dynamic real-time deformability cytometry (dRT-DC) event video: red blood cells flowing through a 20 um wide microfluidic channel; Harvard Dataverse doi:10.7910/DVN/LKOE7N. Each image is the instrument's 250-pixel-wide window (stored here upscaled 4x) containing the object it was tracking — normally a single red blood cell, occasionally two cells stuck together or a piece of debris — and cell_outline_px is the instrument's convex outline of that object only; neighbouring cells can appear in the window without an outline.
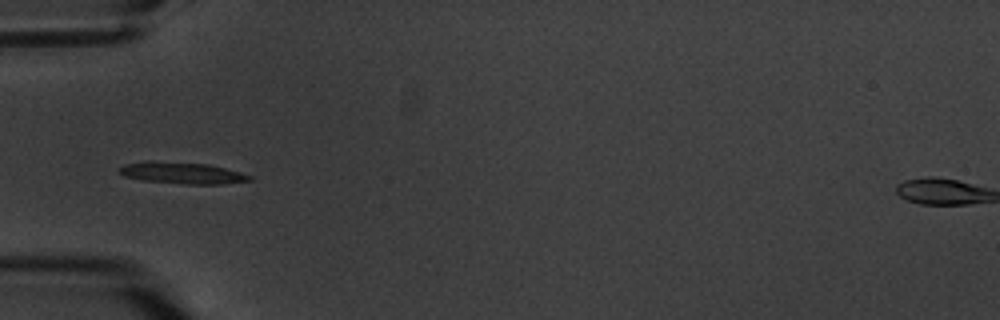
{"species": "common noctule bat (a hibernating species)", "species_latin": "Nyctalus noctula", "temperature_condition": "warm", "stored_images_in_passage": 9, "camera_frame_rate_fps": 3000, "um_per_image_px": 0.085, "animal": {"sex": "male", "body_mass_g": 20.1, "forearm_length_mm": 53.5}, "frame": {"image": 1, "passage_image": 1, "time_ms": 0.0, "image_size_px": [1000, 320], "cell_outline_px": [[252, 180], [224, 184], [184, 184], [144, 180], [124, 176], [116, 172], [124, 164], [144, 160], [152, 160], [208, 164], [240, 172], [252, 176]], "centroid_in_image_um": [15.43, 14.69], "position_along_channel_um": 69.6, "area_um2": 16.53}}
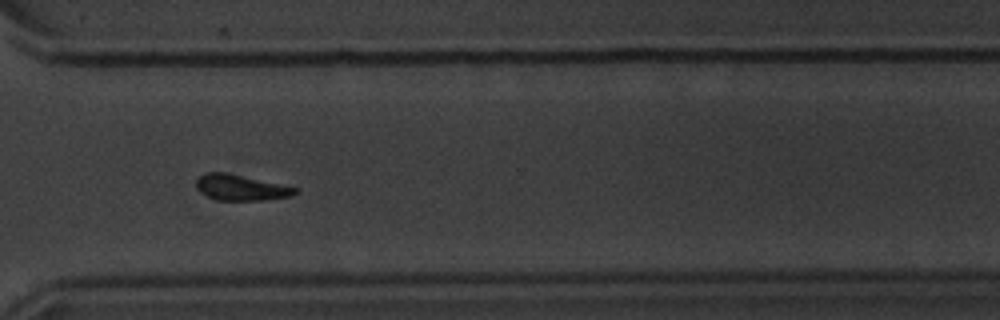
{"frame": {"image": 2, "passage_image": 8, "time_ms": 8.333, "image_size_px": [1000, 320], "cell_outline_px": [[296, 192], [292, 196], [264, 200], [216, 200], [200, 192], [196, 188], [196, 180], [200, 176], [208, 172], [224, 172], [296, 188]], "centroid_in_image_um": [20.41, 15.95], "position_along_channel_um": 350.2, "area_um2": 14.45}}
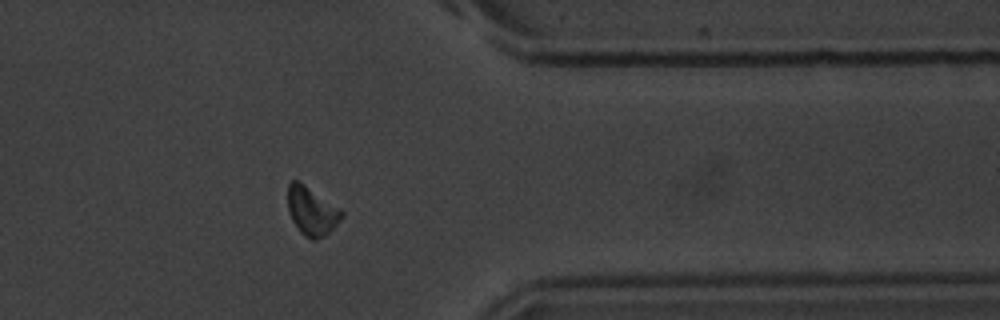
{"frame": {"image": 3, "passage_image": 9, "time_ms": 9.667, "image_size_px": [1000, 320], "cell_outline_px": [[344, 216], [324, 236], [316, 240], [312, 240], [304, 236], [300, 232], [292, 220], [288, 212], [288, 184], [292, 180], [300, 180], [340, 208], [344, 212]], "centroid_in_image_um": [26.49, 17.92], "position_along_channel_um": 384.9, "area_um2": 15.37}}